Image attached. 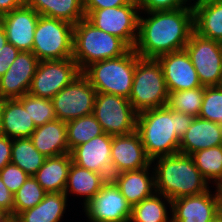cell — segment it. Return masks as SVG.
Returning <instances> with one entry per match:
<instances>
[{"mask_svg":"<svg viewBox=\"0 0 222 222\" xmlns=\"http://www.w3.org/2000/svg\"><path fill=\"white\" fill-rule=\"evenodd\" d=\"M11 147L12 139L1 135L0 136V170L11 162Z\"/></svg>","mask_w":222,"mask_h":222,"instance_id":"obj_41","label":"cell"},{"mask_svg":"<svg viewBox=\"0 0 222 222\" xmlns=\"http://www.w3.org/2000/svg\"><path fill=\"white\" fill-rule=\"evenodd\" d=\"M66 129L70 152L75 147L105 133L93 114L67 121Z\"/></svg>","mask_w":222,"mask_h":222,"instance_id":"obj_31","label":"cell"},{"mask_svg":"<svg viewBox=\"0 0 222 222\" xmlns=\"http://www.w3.org/2000/svg\"><path fill=\"white\" fill-rule=\"evenodd\" d=\"M169 92L160 63L154 58H141L135 65V73L129 102L137 113L165 107Z\"/></svg>","mask_w":222,"mask_h":222,"instance_id":"obj_6","label":"cell"},{"mask_svg":"<svg viewBox=\"0 0 222 222\" xmlns=\"http://www.w3.org/2000/svg\"><path fill=\"white\" fill-rule=\"evenodd\" d=\"M112 136L104 133L75 147L71 152L72 162L92 172L112 177Z\"/></svg>","mask_w":222,"mask_h":222,"instance_id":"obj_19","label":"cell"},{"mask_svg":"<svg viewBox=\"0 0 222 222\" xmlns=\"http://www.w3.org/2000/svg\"><path fill=\"white\" fill-rule=\"evenodd\" d=\"M84 206L90 222H129L131 205L110 179Z\"/></svg>","mask_w":222,"mask_h":222,"instance_id":"obj_13","label":"cell"},{"mask_svg":"<svg viewBox=\"0 0 222 222\" xmlns=\"http://www.w3.org/2000/svg\"><path fill=\"white\" fill-rule=\"evenodd\" d=\"M45 160L46 157L33 146L30 138L12 139L11 163L21 168L29 176H33Z\"/></svg>","mask_w":222,"mask_h":222,"instance_id":"obj_30","label":"cell"},{"mask_svg":"<svg viewBox=\"0 0 222 222\" xmlns=\"http://www.w3.org/2000/svg\"><path fill=\"white\" fill-rule=\"evenodd\" d=\"M190 156L205 180L214 182L217 188L222 183V145L196 151Z\"/></svg>","mask_w":222,"mask_h":222,"instance_id":"obj_32","label":"cell"},{"mask_svg":"<svg viewBox=\"0 0 222 222\" xmlns=\"http://www.w3.org/2000/svg\"><path fill=\"white\" fill-rule=\"evenodd\" d=\"M1 107H2V100H0V114H1ZM2 135V131H1V122H0V136Z\"/></svg>","mask_w":222,"mask_h":222,"instance_id":"obj_49","label":"cell"},{"mask_svg":"<svg viewBox=\"0 0 222 222\" xmlns=\"http://www.w3.org/2000/svg\"><path fill=\"white\" fill-rule=\"evenodd\" d=\"M171 202L168 197L155 192L151 197L132 206L129 222H172L167 212V205L171 208Z\"/></svg>","mask_w":222,"mask_h":222,"instance_id":"obj_29","label":"cell"},{"mask_svg":"<svg viewBox=\"0 0 222 222\" xmlns=\"http://www.w3.org/2000/svg\"><path fill=\"white\" fill-rule=\"evenodd\" d=\"M219 196H220V203H222V183L217 187Z\"/></svg>","mask_w":222,"mask_h":222,"instance_id":"obj_48","label":"cell"},{"mask_svg":"<svg viewBox=\"0 0 222 222\" xmlns=\"http://www.w3.org/2000/svg\"><path fill=\"white\" fill-rule=\"evenodd\" d=\"M222 145V125L195 117L180 139L179 153L191 155L196 151Z\"/></svg>","mask_w":222,"mask_h":222,"instance_id":"obj_20","label":"cell"},{"mask_svg":"<svg viewBox=\"0 0 222 222\" xmlns=\"http://www.w3.org/2000/svg\"><path fill=\"white\" fill-rule=\"evenodd\" d=\"M134 51L141 58L184 50L194 32L193 7L171 11L141 12Z\"/></svg>","mask_w":222,"mask_h":222,"instance_id":"obj_1","label":"cell"},{"mask_svg":"<svg viewBox=\"0 0 222 222\" xmlns=\"http://www.w3.org/2000/svg\"><path fill=\"white\" fill-rule=\"evenodd\" d=\"M39 16L37 11L27 4L1 16L0 22L4 26L7 42L19 51L32 52Z\"/></svg>","mask_w":222,"mask_h":222,"instance_id":"obj_18","label":"cell"},{"mask_svg":"<svg viewBox=\"0 0 222 222\" xmlns=\"http://www.w3.org/2000/svg\"><path fill=\"white\" fill-rule=\"evenodd\" d=\"M107 181L108 179L104 175L82 168L72 162L68 171L64 194L67 197L68 194H75L82 196L83 199L85 196L83 204H86Z\"/></svg>","mask_w":222,"mask_h":222,"instance_id":"obj_26","label":"cell"},{"mask_svg":"<svg viewBox=\"0 0 222 222\" xmlns=\"http://www.w3.org/2000/svg\"><path fill=\"white\" fill-rule=\"evenodd\" d=\"M67 200L63 192L47 193L40 203L20 212L14 219L17 222H60L66 212Z\"/></svg>","mask_w":222,"mask_h":222,"instance_id":"obj_27","label":"cell"},{"mask_svg":"<svg viewBox=\"0 0 222 222\" xmlns=\"http://www.w3.org/2000/svg\"><path fill=\"white\" fill-rule=\"evenodd\" d=\"M194 118L193 115L174 111L167 105L138 113L136 131L141 136L147 157L152 161L179 153L180 139Z\"/></svg>","mask_w":222,"mask_h":222,"instance_id":"obj_2","label":"cell"},{"mask_svg":"<svg viewBox=\"0 0 222 222\" xmlns=\"http://www.w3.org/2000/svg\"><path fill=\"white\" fill-rule=\"evenodd\" d=\"M47 192L33 176H29L25 183L13 195V218L20 212L33 208L40 203Z\"/></svg>","mask_w":222,"mask_h":222,"instance_id":"obj_34","label":"cell"},{"mask_svg":"<svg viewBox=\"0 0 222 222\" xmlns=\"http://www.w3.org/2000/svg\"><path fill=\"white\" fill-rule=\"evenodd\" d=\"M198 117L222 125V86L205 87Z\"/></svg>","mask_w":222,"mask_h":222,"instance_id":"obj_36","label":"cell"},{"mask_svg":"<svg viewBox=\"0 0 222 222\" xmlns=\"http://www.w3.org/2000/svg\"><path fill=\"white\" fill-rule=\"evenodd\" d=\"M11 215L6 212L0 211V222H8L11 219Z\"/></svg>","mask_w":222,"mask_h":222,"instance_id":"obj_46","label":"cell"},{"mask_svg":"<svg viewBox=\"0 0 222 222\" xmlns=\"http://www.w3.org/2000/svg\"><path fill=\"white\" fill-rule=\"evenodd\" d=\"M131 0H83L84 10H97L119 7L128 4Z\"/></svg>","mask_w":222,"mask_h":222,"instance_id":"obj_39","label":"cell"},{"mask_svg":"<svg viewBox=\"0 0 222 222\" xmlns=\"http://www.w3.org/2000/svg\"><path fill=\"white\" fill-rule=\"evenodd\" d=\"M204 93L205 86L170 92L167 106L174 111L198 117Z\"/></svg>","mask_w":222,"mask_h":222,"instance_id":"obj_33","label":"cell"},{"mask_svg":"<svg viewBox=\"0 0 222 222\" xmlns=\"http://www.w3.org/2000/svg\"><path fill=\"white\" fill-rule=\"evenodd\" d=\"M19 52L15 46L7 42L0 51V61L14 62Z\"/></svg>","mask_w":222,"mask_h":222,"instance_id":"obj_42","label":"cell"},{"mask_svg":"<svg viewBox=\"0 0 222 222\" xmlns=\"http://www.w3.org/2000/svg\"><path fill=\"white\" fill-rule=\"evenodd\" d=\"M92 114L103 131L111 136L128 135L136 131L138 113L125 97L97 93Z\"/></svg>","mask_w":222,"mask_h":222,"instance_id":"obj_9","label":"cell"},{"mask_svg":"<svg viewBox=\"0 0 222 222\" xmlns=\"http://www.w3.org/2000/svg\"><path fill=\"white\" fill-rule=\"evenodd\" d=\"M209 222H222V211L220 210Z\"/></svg>","mask_w":222,"mask_h":222,"instance_id":"obj_47","label":"cell"},{"mask_svg":"<svg viewBox=\"0 0 222 222\" xmlns=\"http://www.w3.org/2000/svg\"><path fill=\"white\" fill-rule=\"evenodd\" d=\"M214 193L208 190L172 200V222H209L221 210L218 189Z\"/></svg>","mask_w":222,"mask_h":222,"instance_id":"obj_14","label":"cell"},{"mask_svg":"<svg viewBox=\"0 0 222 222\" xmlns=\"http://www.w3.org/2000/svg\"><path fill=\"white\" fill-rule=\"evenodd\" d=\"M96 90L81 73L53 98L56 119L70 121L93 113Z\"/></svg>","mask_w":222,"mask_h":222,"instance_id":"obj_12","label":"cell"},{"mask_svg":"<svg viewBox=\"0 0 222 222\" xmlns=\"http://www.w3.org/2000/svg\"><path fill=\"white\" fill-rule=\"evenodd\" d=\"M39 15L77 24L85 18L83 0H26Z\"/></svg>","mask_w":222,"mask_h":222,"instance_id":"obj_28","label":"cell"},{"mask_svg":"<svg viewBox=\"0 0 222 222\" xmlns=\"http://www.w3.org/2000/svg\"><path fill=\"white\" fill-rule=\"evenodd\" d=\"M192 0H137L140 12L171 11L192 7ZM190 2V3H187ZM190 5V6H188Z\"/></svg>","mask_w":222,"mask_h":222,"instance_id":"obj_38","label":"cell"},{"mask_svg":"<svg viewBox=\"0 0 222 222\" xmlns=\"http://www.w3.org/2000/svg\"><path fill=\"white\" fill-rule=\"evenodd\" d=\"M6 43H7L6 33L4 30V26L0 22V51Z\"/></svg>","mask_w":222,"mask_h":222,"instance_id":"obj_44","label":"cell"},{"mask_svg":"<svg viewBox=\"0 0 222 222\" xmlns=\"http://www.w3.org/2000/svg\"><path fill=\"white\" fill-rule=\"evenodd\" d=\"M151 163L155 165L154 168L152 167L155 192L168 197L171 201L210 190L208 182L195 166L190 155L176 153L158 157Z\"/></svg>","mask_w":222,"mask_h":222,"instance_id":"obj_3","label":"cell"},{"mask_svg":"<svg viewBox=\"0 0 222 222\" xmlns=\"http://www.w3.org/2000/svg\"><path fill=\"white\" fill-rule=\"evenodd\" d=\"M29 138L33 146L46 158L70 153L66 122L59 119L36 127Z\"/></svg>","mask_w":222,"mask_h":222,"instance_id":"obj_22","label":"cell"},{"mask_svg":"<svg viewBox=\"0 0 222 222\" xmlns=\"http://www.w3.org/2000/svg\"><path fill=\"white\" fill-rule=\"evenodd\" d=\"M71 163L70 153L46 158L33 177L47 193H64Z\"/></svg>","mask_w":222,"mask_h":222,"instance_id":"obj_25","label":"cell"},{"mask_svg":"<svg viewBox=\"0 0 222 222\" xmlns=\"http://www.w3.org/2000/svg\"><path fill=\"white\" fill-rule=\"evenodd\" d=\"M156 59L161 65L169 93L202 86L185 49L160 55Z\"/></svg>","mask_w":222,"mask_h":222,"instance_id":"obj_16","label":"cell"},{"mask_svg":"<svg viewBox=\"0 0 222 222\" xmlns=\"http://www.w3.org/2000/svg\"><path fill=\"white\" fill-rule=\"evenodd\" d=\"M85 18L95 27L122 39L134 48L138 36L140 9L137 0L119 7L84 10Z\"/></svg>","mask_w":222,"mask_h":222,"instance_id":"obj_8","label":"cell"},{"mask_svg":"<svg viewBox=\"0 0 222 222\" xmlns=\"http://www.w3.org/2000/svg\"><path fill=\"white\" fill-rule=\"evenodd\" d=\"M111 163L112 175L140 170L151 164L137 131L128 135L112 136Z\"/></svg>","mask_w":222,"mask_h":222,"instance_id":"obj_17","label":"cell"},{"mask_svg":"<svg viewBox=\"0 0 222 222\" xmlns=\"http://www.w3.org/2000/svg\"><path fill=\"white\" fill-rule=\"evenodd\" d=\"M29 113L36 127L56 119L52 99L25 94L17 99Z\"/></svg>","mask_w":222,"mask_h":222,"instance_id":"obj_35","label":"cell"},{"mask_svg":"<svg viewBox=\"0 0 222 222\" xmlns=\"http://www.w3.org/2000/svg\"><path fill=\"white\" fill-rule=\"evenodd\" d=\"M192 4L194 32L222 43V0H196Z\"/></svg>","mask_w":222,"mask_h":222,"instance_id":"obj_23","label":"cell"},{"mask_svg":"<svg viewBox=\"0 0 222 222\" xmlns=\"http://www.w3.org/2000/svg\"><path fill=\"white\" fill-rule=\"evenodd\" d=\"M26 4V0H0V17Z\"/></svg>","mask_w":222,"mask_h":222,"instance_id":"obj_43","label":"cell"},{"mask_svg":"<svg viewBox=\"0 0 222 222\" xmlns=\"http://www.w3.org/2000/svg\"><path fill=\"white\" fill-rule=\"evenodd\" d=\"M80 74L73 58L39 61L28 94L52 99Z\"/></svg>","mask_w":222,"mask_h":222,"instance_id":"obj_11","label":"cell"},{"mask_svg":"<svg viewBox=\"0 0 222 222\" xmlns=\"http://www.w3.org/2000/svg\"><path fill=\"white\" fill-rule=\"evenodd\" d=\"M39 60L33 52L20 51L0 78V100L18 99L28 94Z\"/></svg>","mask_w":222,"mask_h":222,"instance_id":"obj_15","label":"cell"},{"mask_svg":"<svg viewBox=\"0 0 222 222\" xmlns=\"http://www.w3.org/2000/svg\"><path fill=\"white\" fill-rule=\"evenodd\" d=\"M0 211L6 212L13 218V194L0 177Z\"/></svg>","mask_w":222,"mask_h":222,"instance_id":"obj_40","label":"cell"},{"mask_svg":"<svg viewBox=\"0 0 222 222\" xmlns=\"http://www.w3.org/2000/svg\"><path fill=\"white\" fill-rule=\"evenodd\" d=\"M74 25L55 18L39 16L32 52L39 61L72 58Z\"/></svg>","mask_w":222,"mask_h":222,"instance_id":"obj_7","label":"cell"},{"mask_svg":"<svg viewBox=\"0 0 222 222\" xmlns=\"http://www.w3.org/2000/svg\"><path fill=\"white\" fill-rule=\"evenodd\" d=\"M8 222H17L14 218H11Z\"/></svg>","mask_w":222,"mask_h":222,"instance_id":"obj_50","label":"cell"},{"mask_svg":"<svg viewBox=\"0 0 222 222\" xmlns=\"http://www.w3.org/2000/svg\"><path fill=\"white\" fill-rule=\"evenodd\" d=\"M130 49L122 39L100 30L86 18L74 24L72 58L81 72L94 62L123 56Z\"/></svg>","mask_w":222,"mask_h":222,"instance_id":"obj_4","label":"cell"},{"mask_svg":"<svg viewBox=\"0 0 222 222\" xmlns=\"http://www.w3.org/2000/svg\"><path fill=\"white\" fill-rule=\"evenodd\" d=\"M138 61L139 55L131 48L123 56L94 62L81 73L89 80L97 93L112 94L129 99L135 65Z\"/></svg>","mask_w":222,"mask_h":222,"instance_id":"obj_5","label":"cell"},{"mask_svg":"<svg viewBox=\"0 0 222 222\" xmlns=\"http://www.w3.org/2000/svg\"><path fill=\"white\" fill-rule=\"evenodd\" d=\"M1 131L11 139L29 138L36 129L29 113L17 99L2 100Z\"/></svg>","mask_w":222,"mask_h":222,"instance_id":"obj_24","label":"cell"},{"mask_svg":"<svg viewBox=\"0 0 222 222\" xmlns=\"http://www.w3.org/2000/svg\"><path fill=\"white\" fill-rule=\"evenodd\" d=\"M0 177L6 187L14 195L25 183L29 175L13 163H8L0 170Z\"/></svg>","mask_w":222,"mask_h":222,"instance_id":"obj_37","label":"cell"},{"mask_svg":"<svg viewBox=\"0 0 222 222\" xmlns=\"http://www.w3.org/2000/svg\"><path fill=\"white\" fill-rule=\"evenodd\" d=\"M185 50L202 86H222V43L193 32Z\"/></svg>","mask_w":222,"mask_h":222,"instance_id":"obj_10","label":"cell"},{"mask_svg":"<svg viewBox=\"0 0 222 222\" xmlns=\"http://www.w3.org/2000/svg\"><path fill=\"white\" fill-rule=\"evenodd\" d=\"M151 165L152 163L146 168L121 172L111 177L131 207L155 193L154 171L151 174L149 172Z\"/></svg>","mask_w":222,"mask_h":222,"instance_id":"obj_21","label":"cell"},{"mask_svg":"<svg viewBox=\"0 0 222 222\" xmlns=\"http://www.w3.org/2000/svg\"><path fill=\"white\" fill-rule=\"evenodd\" d=\"M13 62H1L0 61V78L7 72V70L10 68V65Z\"/></svg>","mask_w":222,"mask_h":222,"instance_id":"obj_45","label":"cell"}]
</instances>
